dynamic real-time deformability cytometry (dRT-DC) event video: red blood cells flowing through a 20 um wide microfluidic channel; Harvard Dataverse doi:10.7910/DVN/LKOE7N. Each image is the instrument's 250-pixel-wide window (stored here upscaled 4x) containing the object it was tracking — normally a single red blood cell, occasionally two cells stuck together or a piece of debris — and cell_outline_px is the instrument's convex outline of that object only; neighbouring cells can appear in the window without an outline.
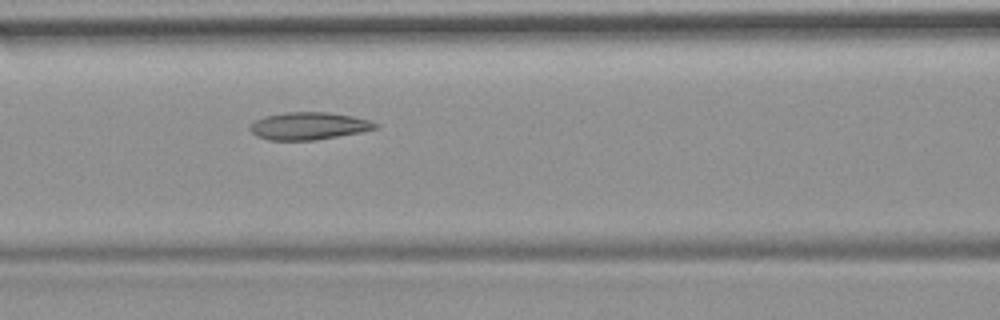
{"species": "common noctule bat (a hibernating species)", "species_latin": "Nyctalus noctula", "temperature_condition": "room temperature", "stored_images_in_passage": 6, "camera_frame_rate_fps": 3000, "um_per_image_px": 0.085, "animal": {"sex": "female", "body_mass_g": 19.9}, "frame": {"image": 1, "passage_image": 6, "time_ms": 5.667, "image_size_px": [1000, 320], "cell_outline_px": [[380, 124], [376, 128], [360, 132], [316, 140], [268, 140], [256, 136], [248, 128], [248, 124], [264, 116], [284, 112], [328, 112], [352, 116], [372, 120]], "centroid_in_image_um": [26.22, 10.7], "position_along_channel_um": 140.4, "area_um2": 20.23}}